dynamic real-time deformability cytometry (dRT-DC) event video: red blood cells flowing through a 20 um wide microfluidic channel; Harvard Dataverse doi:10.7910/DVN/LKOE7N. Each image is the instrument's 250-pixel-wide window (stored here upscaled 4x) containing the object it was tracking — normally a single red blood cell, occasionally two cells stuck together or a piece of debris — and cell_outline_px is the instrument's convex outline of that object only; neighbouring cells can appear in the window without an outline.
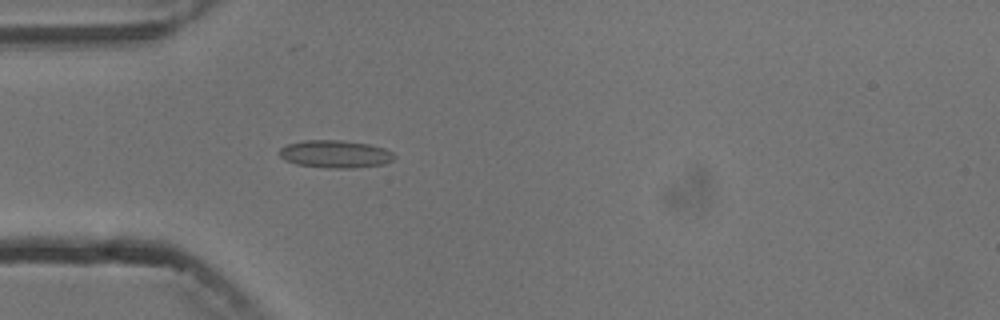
{"species": "common noctule bat (a hibernating species)", "species_latin": "Nyctalus noctula", "temperature_condition": "cold", "stored_images_in_passage": 5, "camera_frame_rate_fps": 3000, "um_per_image_px": 0.085, "animal": {"sex": "male", "body_mass_g": 13.3}, "frame": {"image": 1, "passage_image": 5, "time_ms": 5.0, "image_size_px": [1000, 320], "cell_outline_px": [[396, 156], [392, 160], [384, 164], [352, 168], [328, 168], [296, 164], [284, 160], [280, 156], [280, 148], [288, 144], [304, 140], [340, 140], [368, 144], [384, 148], [392, 152]], "centroid_in_image_um": [28.49, 13.09], "position_along_channel_um": 56.5, "area_um2": 18.44}}